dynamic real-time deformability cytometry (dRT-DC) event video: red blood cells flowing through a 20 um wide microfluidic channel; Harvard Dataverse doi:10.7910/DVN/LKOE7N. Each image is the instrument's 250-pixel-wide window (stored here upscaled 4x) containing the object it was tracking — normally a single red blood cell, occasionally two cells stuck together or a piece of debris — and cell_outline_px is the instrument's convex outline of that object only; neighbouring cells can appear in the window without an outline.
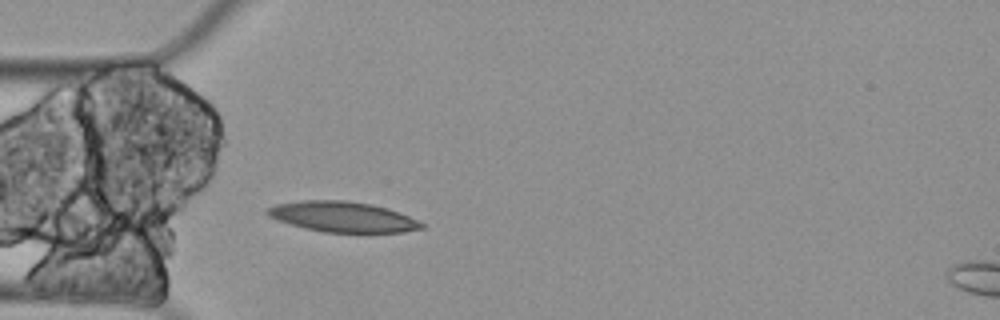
{"species": "Egyptian fruit bat (a non-hibernating species)", "species_latin": "Rousettus aegyptiacus", "temperature_condition": "cold", "stored_images_in_passage": 2, "camera_frame_rate_fps": 3000, "um_per_image_px": 0.085, "animal": {"sex": "female"}, "frame": {"image": 1, "passage_image": 2, "time_ms": 0.333, "image_size_px": [1000, 320], "cell_outline_px": [[424, 228], [404, 232], [324, 232], [304, 228], [276, 220], [268, 216], [264, 212], [268, 208], [276, 204], [300, 200], [344, 200], [368, 204], [388, 208], [408, 216], [424, 224]], "centroid_in_image_um": [29.08, 18.43], "position_along_channel_um": 55.9, "area_um2": 27.22}}